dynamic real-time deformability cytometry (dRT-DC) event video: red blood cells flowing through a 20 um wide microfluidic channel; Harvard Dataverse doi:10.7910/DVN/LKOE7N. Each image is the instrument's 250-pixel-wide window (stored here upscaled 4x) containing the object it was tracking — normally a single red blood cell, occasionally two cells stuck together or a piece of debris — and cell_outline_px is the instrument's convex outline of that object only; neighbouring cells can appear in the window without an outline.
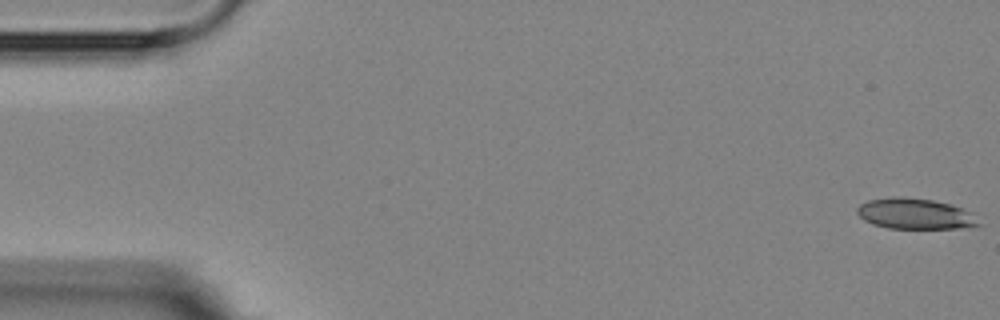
{"species": "Egyptian fruit bat (a non-hibernating species)", "species_latin": "Rousettus aegyptiacus", "temperature_condition": "room temperature", "stored_images_in_passage": 6, "camera_frame_rate_fps": 3000, "um_per_image_px": 0.085, "animal": {"sex": "female"}, "frame": {"image": 1, "passage_image": 1, "time_ms": 0.0, "image_size_px": [1000, 320], "cell_outline_px": [[984, 224], [972, 228], [888, 228], [872, 224], [864, 220], [856, 212], [856, 208], [860, 204], [868, 200], [892, 196], [904, 196], [932, 200], [952, 204], [964, 208], [972, 212]], "centroid_in_image_um": [77.85, 18.17], "position_along_channel_um": 7.2, "area_um2": 22.31}}
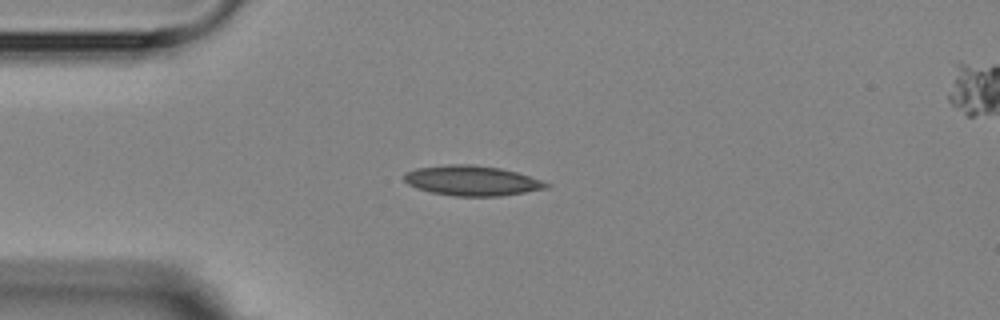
{"frame": {"image": 2, "passage_image": 5, "time_ms": 4.333, "image_size_px": [1000, 320], "cell_outline_px": [[552, 184], [548, 188], [500, 196], [456, 196], [432, 192], [416, 188], [408, 184], [404, 180], [404, 176], [408, 172], [416, 168], [448, 164], [472, 164], [500, 168], [516, 172]], "centroid_in_image_um": [40.12, 15.35], "position_along_channel_um": 44.9, "area_um2": 24.68}}